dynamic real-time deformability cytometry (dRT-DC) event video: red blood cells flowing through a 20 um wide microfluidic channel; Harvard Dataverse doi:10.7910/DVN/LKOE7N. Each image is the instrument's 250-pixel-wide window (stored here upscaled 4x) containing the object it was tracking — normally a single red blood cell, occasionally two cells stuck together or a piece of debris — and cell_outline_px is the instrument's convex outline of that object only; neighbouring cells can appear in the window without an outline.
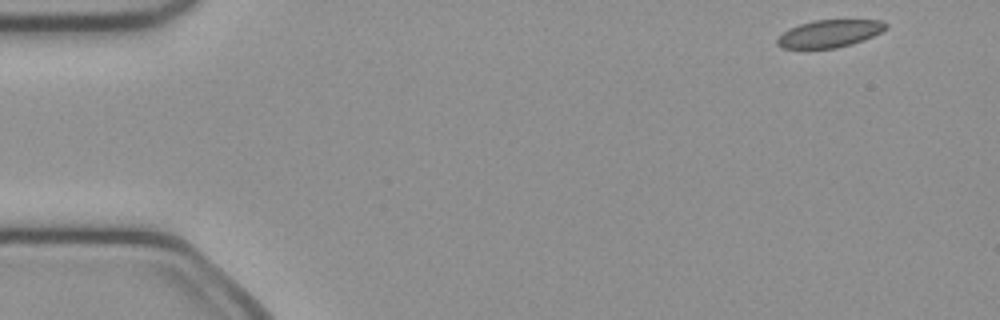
{"species": "common noctule bat (a hibernating species)", "species_latin": "Nyctalus noctula", "temperature_condition": "cold", "stored_images_in_passage": 48, "camera_frame_rate_fps": 3000, "um_per_image_px": 0.085, "animal": {"sex": "female", "body_mass_g": 21.9}, "frame": {"image": 1, "passage_image": 1, "time_ms": 0.0, "image_size_px": [1000, 320], "cell_outline_px": [[888, 28], [864, 40], [852, 44], [836, 48], [784, 48], [776, 44], [776, 40], [788, 28], [812, 20], [880, 20], [888, 24]], "centroid_in_image_um": [70.52, 2.85], "position_along_channel_um": 14.5, "area_um2": 17.34}}
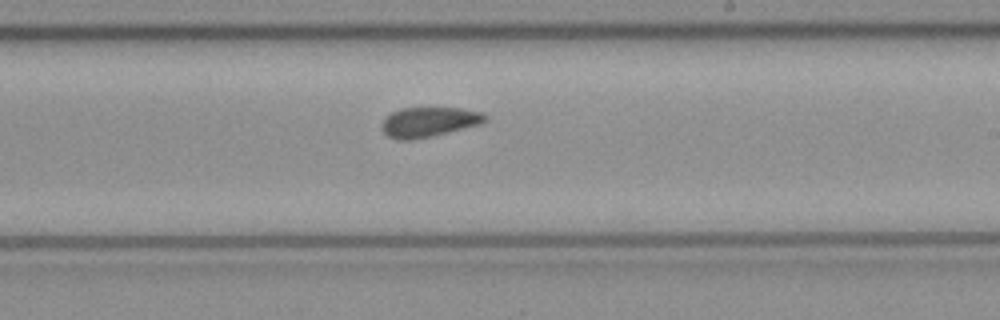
{"frame": {"image": 2, "passage_image": 27, "time_ms": 8.667, "image_size_px": [1000, 320], "cell_outline_px": [[488, 120], [480, 124], [432, 136], [412, 140], [396, 140], [388, 136], [380, 128], [380, 124], [384, 116], [400, 108], [460, 108], [484, 112], [488, 116]], "centroid_in_image_um": [36.43, 10.36], "position_along_channel_um": 252.6, "area_um2": 18.26}}
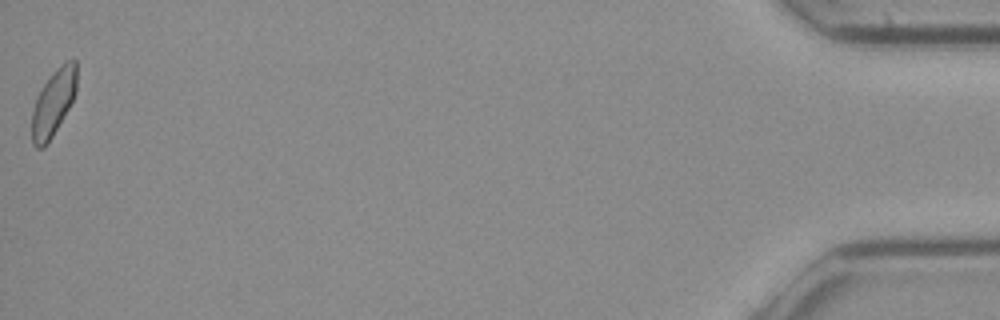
{"frame": {"image": 3, "passage_image": 48, "time_ms": 15.667, "image_size_px": [1000, 320], "cell_outline_px": [[76, 92], [68, 108], [48, 144], [44, 148], [36, 148], [32, 144], [32, 112], [36, 96], [40, 88], [48, 76], [64, 60], [76, 60]], "centroid_in_image_um": [4.51, 8.71], "position_along_channel_um": 430.7, "area_um2": 17.51}, "authors_computed_cell_mechanics": {"area_um2": 18.2359, "velocity_mm_per_s": 4.0282, "shape_relaxation_time_tau1_ms": null, "shape_relaxation_time_tau2_ms": 3.2464, "deformation_change_tau1": null, "deformation_change_tau2": 0.0825}}